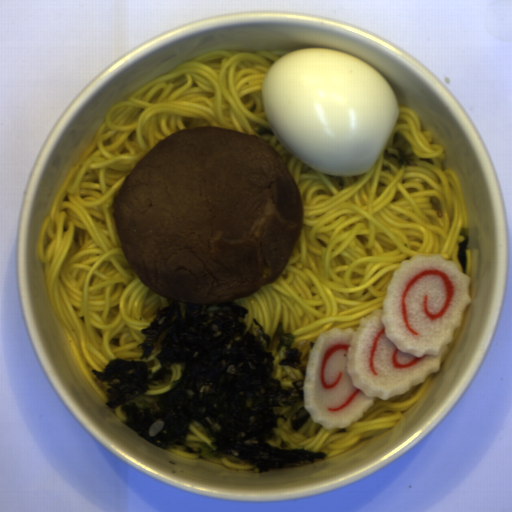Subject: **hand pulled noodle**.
Masks as SVG:
<instances>
[{"label":"hand pulled noodle","instance_id":"hand-pulled-noodle-1","mask_svg":"<svg viewBox=\"0 0 512 512\" xmlns=\"http://www.w3.org/2000/svg\"><path fill=\"white\" fill-rule=\"evenodd\" d=\"M294 50H212L147 83L105 112L104 122L72 165L36 242L48 302L86 379L105 403L106 384L92 374L113 358L139 360L142 329L174 299L145 286L122 249L112 215L123 183L157 143L194 126L259 136L287 165L303 200L297 245L281 274L248 297V310L272 338L279 322L293 333L302 364L319 335L360 326L383 308L404 260L440 255L454 261L469 227L461 182L445 169L444 146L420 116L400 112L377 161L358 175H330L286 147L265 115L263 79ZM412 144L417 166L384 158L395 132Z\"/></svg>","mask_w":512,"mask_h":512},{"label":"hand pulled noodle","instance_id":"hand-pulled-noodle-2","mask_svg":"<svg viewBox=\"0 0 512 512\" xmlns=\"http://www.w3.org/2000/svg\"><path fill=\"white\" fill-rule=\"evenodd\" d=\"M433 377L434 372L423 383L415 384L404 394L389 399L379 397L362 418L344 429H326L314 422L311 416L301 429L294 431L291 419L298 409L305 407L304 401L296 406L283 407L279 413L287 421L278 417V427L273 429L275 436L268 443L279 449L324 452L329 459L394 428L405 411L415 405L426 392Z\"/></svg>","mask_w":512,"mask_h":512},{"label":"hand pulled noodle","instance_id":"hand-pulled-noodle-3","mask_svg":"<svg viewBox=\"0 0 512 512\" xmlns=\"http://www.w3.org/2000/svg\"><path fill=\"white\" fill-rule=\"evenodd\" d=\"M189 430L191 431V435H188L187 446L190 448H201L200 453H187L183 451L184 448L180 445L167 451L185 458L203 459L208 462L223 466L229 470L243 471L255 469L254 466L243 462L238 457L233 455L229 454L225 456H216L211 454L213 447L210 437L204 427L197 421H194V423L191 424Z\"/></svg>","mask_w":512,"mask_h":512},{"label":"hand pulled noodle","instance_id":"hand-pulled-noodle-4","mask_svg":"<svg viewBox=\"0 0 512 512\" xmlns=\"http://www.w3.org/2000/svg\"><path fill=\"white\" fill-rule=\"evenodd\" d=\"M286 347L281 346L279 353L277 351H271L274 356L273 371L271 377L281 381V386L285 390L293 388L292 382L305 381V376L301 373L300 369H293L292 366L279 365L281 360L285 359Z\"/></svg>","mask_w":512,"mask_h":512},{"label":"hand pulled noodle","instance_id":"hand-pulled-noodle-5","mask_svg":"<svg viewBox=\"0 0 512 512\" xmlns=\"http://www.w3.org/2000/svg\"><path fill=\"white\" fill-rule=\"evenodd\" d=\"M172 367V375L171 377L163 384L160 385H150L148 389L144 392L146 396H154L164 394L171 388V384L173 381H177L182 377L181 364L173 363Z\"/></svg>","mask_w":512,"mask_h":512},{"label":"hand pulled noodle","instance_id":"hand-pulled-noodle-6","mask_svg":"<svg viewBox=\"0 0 512 512\" xmlns=\"http://www.w3.org/2000/svg\"><path fill=\"white\" fill-rule=\"evenodd\" d=\"M312 416L308 413V411L305 409V406L297 409L290 420L291 427L294 432L299 431L302 429L305 424L310 420Z\"/></svg>","mask_w":512,"mask_h":512},{"label":"hand pulled noodle","instance_id":"hand-pulled-noodle-7","mask_svg":"<svg viewBox=\"0 0 512 512\" xmlns=\"http://www.w3.org/2000/svg\"><path fill=\"white\" fill-rule=\"evenodd\" d=\"M466 257H467V264H466V271L465 275L471 276V260H472V252L471 249L466 248L465 250Z\"/></svg>","mask_w":512,"mask_h":512},{"label":"hand pulled noodle","instance_id":"hand-pulled-noodle-8","mask_svg":"<svg viewBox=\"0 0 512 512\" xmlns=\"http://www.w3.org/2000/svg\"><path fill=\"white\" fill-rule=\"evenodd\" d=\"M113 411H114V414H115L116 418L119 421H121L122 423L127 421L126 417L123 414L122 406L121 405H118L115 409H113Z\"/></svg>","mask_w":512,"mask_h":512}]
</instances>
